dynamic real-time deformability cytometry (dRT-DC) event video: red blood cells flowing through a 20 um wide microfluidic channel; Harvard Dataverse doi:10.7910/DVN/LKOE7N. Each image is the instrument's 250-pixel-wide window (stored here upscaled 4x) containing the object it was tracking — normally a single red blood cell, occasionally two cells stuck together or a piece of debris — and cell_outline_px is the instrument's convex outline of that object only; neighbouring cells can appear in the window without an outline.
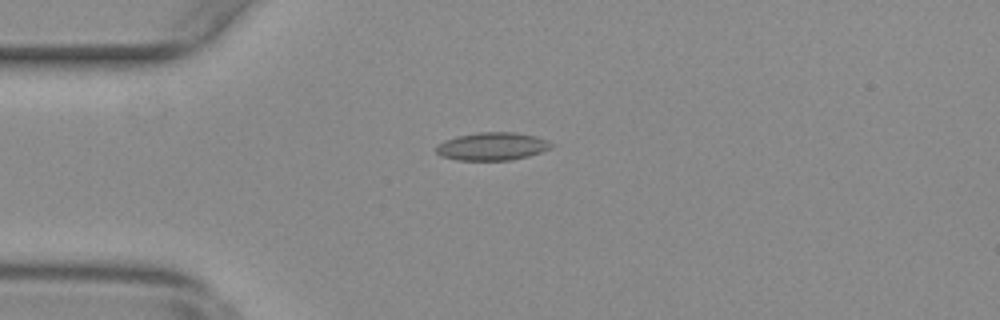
{"species": "common noctule bat (a hibernating species)", "species_latin": "Nyctalus noctula", "temperature_condition": "warm", "stored_images_in_passage": 42, "camera_frame_rate_fps": 3000, "um_per_image_px": 0.085, "animal": {"sex": "female", "body_mass_g": 29.2, "forearm_length_mm": 56.3}, "frame": {"image": 1, "passage_image": 1, "time_ms": 0.0, "image_size_px": [1000, 320], "cell_outline_px": [[556, 144], [552, 148], [528, 156], [512, 160], [456, 160], [440, 156], [436, 152], [436, 144], [444, 140], [456, 136], [476, 132], [516, 132], [536, 136]], "centroid_in_image_um": [41.83, 12.43], "position_along_channel_um": 43.2, "area_um2": 19.02}}
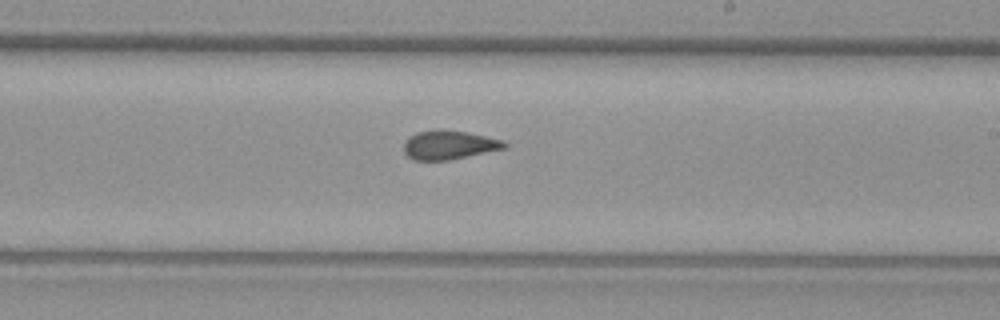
{"frame": {"image": 2, "passage_image": 19, "time_ms": 6.0, "image_size_px": [1000, 320], "cell_outline_px": [[508, 148], [448, 160], [416, 160], [408, 156], [404, 152], [404, 144], [408, 136], [416, 132], [440, 128], [468, 132], [504, 140], [508, 144]], "centroid_in_image_um": [38.19, 12.3], "position_along_channel_um": 250.8, "area_um2": 17.22}}
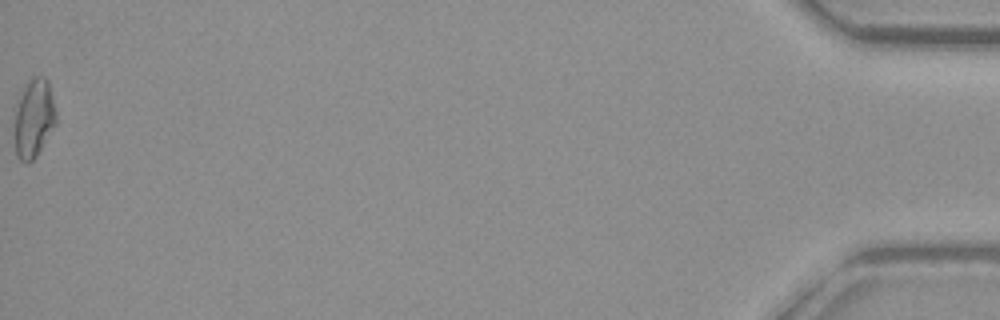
{"frame": {"image": 3, "passage_image": 42, "time_ms": 13.667, "image_size_px": [1000, 320], "cell_outline_px": [[56, 124], [36, 156], [28, 164], [20, 160], [16, 156], [12, 128], [12, 124], [20, 96], [28, 80], [32, 76], [44, 76], [48, 80], [56, 112]], "centroid_in_image_um": [2.84, 10.08], "position_along_channel_um": 432.4, "area_um2": 19.42}, "authors_computed_cell_mechanics": {"area_um2": 17.34, "velocity_mm_per_s": 3.7973, "shape_relaxation_time_tau1_ms": null, "shape_relaxation_time_tau2_ms": 1.9568, "deformation_change_tau1": null, "deformation_change_tau2": 0.0906}}